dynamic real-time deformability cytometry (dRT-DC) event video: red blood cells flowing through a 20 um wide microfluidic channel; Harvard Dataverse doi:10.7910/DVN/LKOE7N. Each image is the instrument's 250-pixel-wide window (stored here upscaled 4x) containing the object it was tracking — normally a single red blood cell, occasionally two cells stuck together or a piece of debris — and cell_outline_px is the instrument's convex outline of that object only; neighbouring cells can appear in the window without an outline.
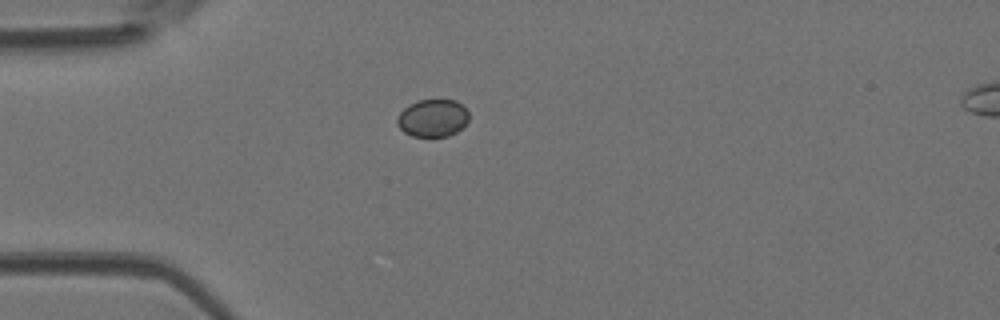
{"species": "Egyptian fruit bat (a non-hibernating species)", "species_latin": "Rousettus aegyptiacus", "temperature_condition": "room temperature", "stored_images_in_passage": 5, "camera_frame_rate_fps": 3000, "um_per_image_px": 0.085, "animal": {"sex": "female"}, "frame": {"image": 1, "passage_image": 4, "time_ms": 1.0, "image_size_px": [1000, 320], "cell_outline_px": [[468, 120], [456, 132], [448, 136], [412, 136], [404, 132], [396, 124], [396, 120], [400, 112], [404, 108], [420, 100], [456, 100], [468, 112]], "centroid_in_image_um": [36.76, 10.04], "position_along_channel_um": 48.2, "area_um2": 15.43}}